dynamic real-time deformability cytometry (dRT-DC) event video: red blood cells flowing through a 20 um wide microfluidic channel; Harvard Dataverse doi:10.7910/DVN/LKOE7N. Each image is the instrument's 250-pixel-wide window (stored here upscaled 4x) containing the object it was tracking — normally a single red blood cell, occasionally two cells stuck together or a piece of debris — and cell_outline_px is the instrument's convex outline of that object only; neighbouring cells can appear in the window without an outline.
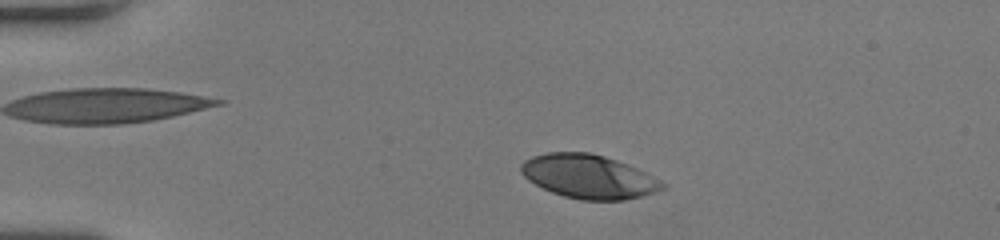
{"species": "human", "species_latin": "Homo sapiens", "temperature_condition": "room temperature", "stored_images_in_passage": 35, "camera_frame_rate_fps": 3000, "um_per_image_px": 0.085, "donor": {"sex": "female"}, "frame": {"image": 1, "passage_image": 1, "time_ms": 0.0, "image_size_px": [1000, 240], "cell_outline_px": [[668, 188], [656, 192], [624, 200], [580, 200], [564, 196], [552, 192], [528, 180], [520, 172], [520, 164], [524, 160], [532, 156], [548, 152], [588, 152], [604, 156], [616, 160], [636, 168], [668, 184]], "centroid_in_image_um": [50.04, 15.01], "position_along_channel_um": 35.0, "area_um2": 36.07}}
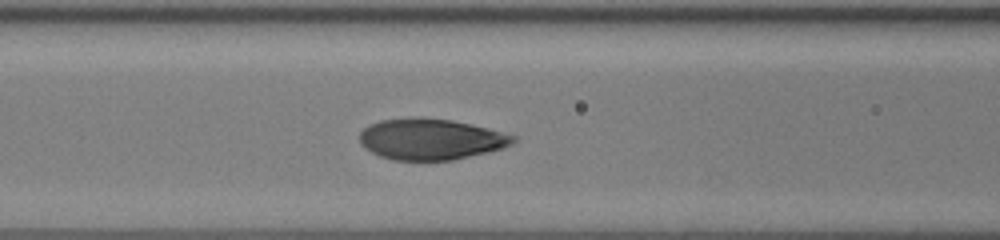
{"frame": {"image": 2, "passage_image": 13, "time_ms": 4.0, "image_size_px": [1000, 240], "cell_outline_px": [[516, 140], [512, 144], [504, 148], [488, 152], [452, 160], [392, 160], [380, 156], [364, 148], [360, 144], [360, 132], [364, 128], [380, 120], [452, 120], [488, 128], [516, 136]], "centroid_in_image_um": [36.65, 11.87], "position_along_channel_um": 130.0, "area_um2": 35.84}}
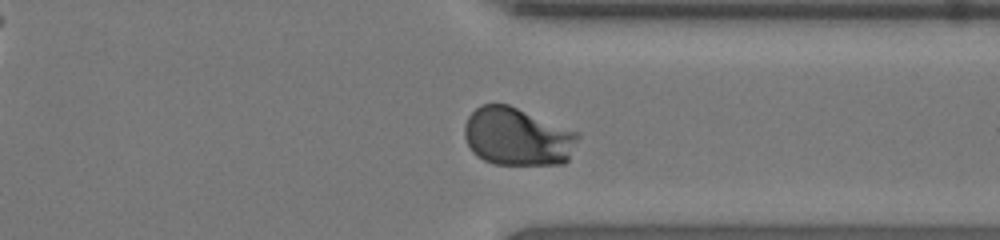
{"frame": {"image": 3, "passage_image": 31, "time_ms": 10.0, "image_size_px": [1000, 240], "cell_outline_px": [[580, 136], [568, 160], [564, 164], [492, 164], [476, 156], [472, 152], [464, 136], [464, 124], [468, 116], [480, 104], [508, 104], [580, 132]], "centroid_in_image_um": [43.98, 11.61], "position_along_channel_um": 367.4, "area_um2": 38.67}, "authors_computed_cell_mechanics": {"area_um2": 37.57, "velocity_mm_per_s": 3.9453, "shape_relaxation_time_tau1_ms": 3.9797, "shape_relaxation_time_tau2_ms": null, "deformation_change_tau1": 0.2329, "deformation_change_tau2": null}}